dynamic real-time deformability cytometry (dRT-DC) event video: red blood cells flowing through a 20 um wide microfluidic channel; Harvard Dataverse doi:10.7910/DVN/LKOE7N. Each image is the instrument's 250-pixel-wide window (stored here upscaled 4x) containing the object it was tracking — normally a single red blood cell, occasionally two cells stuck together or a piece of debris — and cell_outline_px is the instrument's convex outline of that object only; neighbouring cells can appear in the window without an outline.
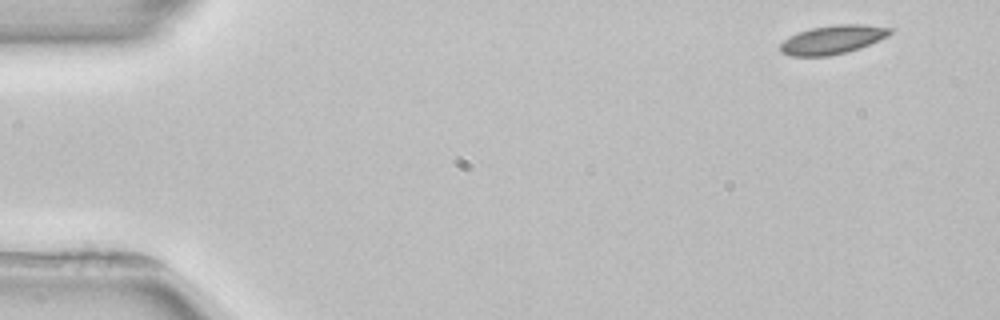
{"species": "common noctule bat (a hibernating species)", "species_latin": "Nyctalus noctula", "temperature_condition": "room temperature", "stored_images_in_passage": 4, "camera_frame_rate_fps": 3000, "um_per_image_px": 0.085, "animal": {"sex": "female", "body_mass_g": 22.7, "forearm_length_mm": 54.2}, "frame": {"image": 1, "passage_image": 1, "time_ms": 0.0, "image_size_px": [1000, 320], "cell_outline_px": [[892, 32], [888, 36], [860, 48], [828, 56], [792, 56], [780, 52], [780, 44], [784, 40], [800, 32], [812, 28], [840, 24], [860, 24], [892, 28]], "centroid_in_image_um": [70.78, 3.37], "position_along_channel_um": 14.2, "area_um2": 18.03}}
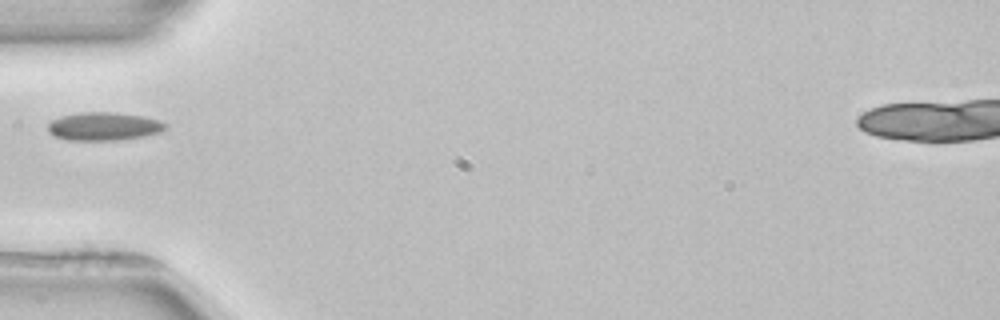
{"frame": {"image": 2, "passage_image": 4, "time_ms": 4.667, "image_size_px": [1000, 320], "cell_outline_px": [[168, 128], [160, 132], [144, 136], [116, 140], [68, 140], [56, 136], [48, 132], [48, 124], [52, 120], [60, 116], [80, 112], [112, 112], [140, 116], [160, 120], [168, 124]], "centroid_in_image_um": [8.83, 10.74], "position_along_channel_um": 76.2, "area_um2": 19.31}}